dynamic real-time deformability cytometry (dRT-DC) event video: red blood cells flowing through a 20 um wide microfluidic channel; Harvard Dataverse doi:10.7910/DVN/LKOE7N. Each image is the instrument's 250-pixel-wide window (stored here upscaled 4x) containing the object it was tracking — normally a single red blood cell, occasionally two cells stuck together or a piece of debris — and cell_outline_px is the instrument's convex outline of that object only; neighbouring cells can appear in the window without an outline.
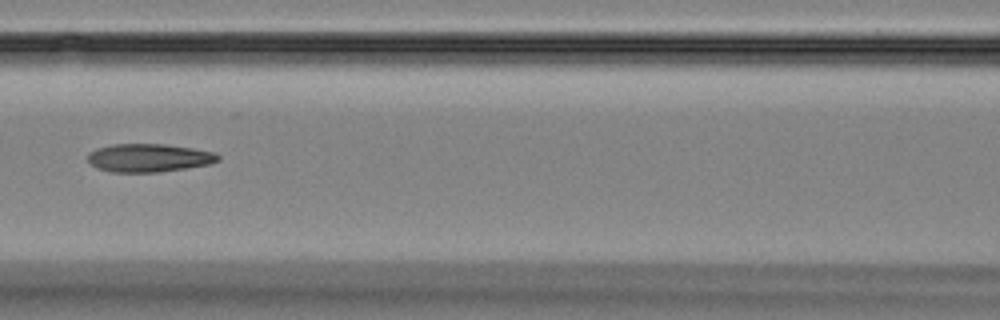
{"species": "Egyptian fruit bat (a non-hibernating species)", "species_latin": "Rousettus aegyptiacus", "temperature_condition": "room temperature", "stored_images_in_passage": 9, "camera_frame_rate_fps": 3000, "um_per_image_px": 0.085, "animal": {"sex": "female"}, "frame": {"image": 1, "passage_image": 6, "time_ms": 6.0, "image_size_px": [1000, 320], "cell_outline_px": [[220, 160], [208, 164], [184, 168], [156, 172], [112, 172], [96, 168], [88, 160], [88, 152], [96, 148], [112, 144], [168, 144], [216, 152], [220, 156]], "centroid_in_image_um": [12.64, 13.4], "position_along_channel_um": 154.0, "area_um2": 21.44}}
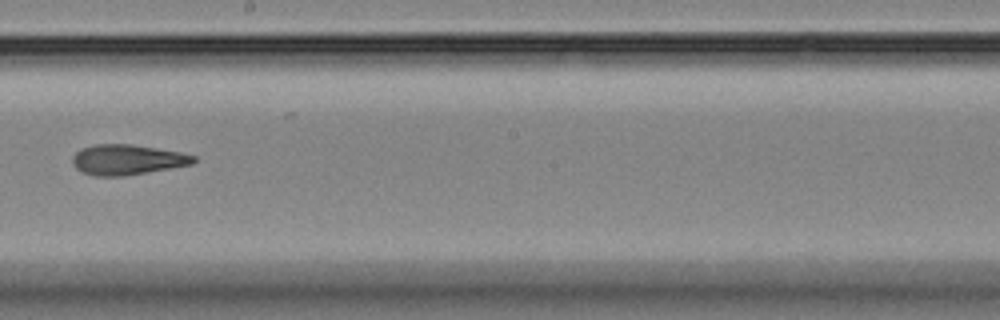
{"frame": {"image": 2, "passage_image": 8, "time_ms": 8.333, "image_size_px": [1000, 320], "cell_outline_px": [[196, 160], [192, 164], [124, 176], [96, 176], [84, 172], [76, 168], [72, 164], [72, 156], [76, 152], [84, 148], [96, 144], [132, 144], [180, 152], [196, 156]], "centroid_in_image_um": [10.81, 13.57], "position_along_channel_um": 237.4, "area_um2": 21.15}}
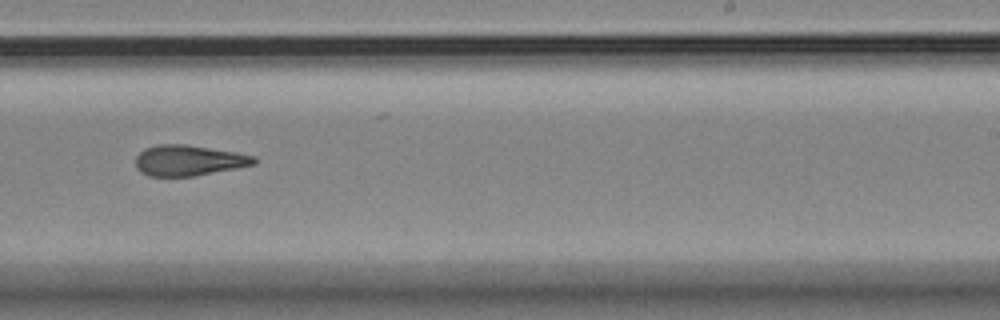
{"frame": {"image": 3, "passage_image": 9, "time_ms": 9.333, "image_size_px": [1000, 320], "cell_outline_px": [[256, 164], [236, 168], [192, 176], [148, 176], [140, 172], [136, 168], [136, 156], [144, 148], [156, 144], [184, 144], [236, 152], [256, 156]], "centroid_in_image_um": [16.01, 13.63], "position_along_channel_um": 273.0, "area_um2": 21.15}}